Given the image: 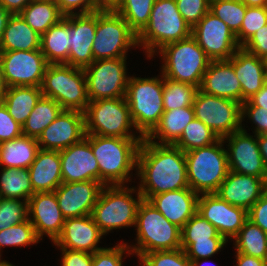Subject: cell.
Segmentation results:
<instances>
[{
	"mask_svg": "<svg viewBox=\"0 0 267 266\" xmlns=\"http://www.w3.org/2000/svg\"><path fill=\"white\" fill-rule=\"evenodd\" d=\"M252 106L267 110V87L263 86L255 95L247 100Z\"/></svg>",
	"mask_w": 267,
	"mask_h": 266,
	"instance_id": "58",
	"label": "cell"
},
{
	"mask_svg": "<svg viewBox=\"0 0 267 266\" xmlns=\"http://www.w3.org/2000/svg\"><path fill=\"white\" fill-rule=\"evenodd\" d=\"M19 14L41 36L65 16L56 3L38 0H32Z\"/></svg>",
	"mask_w": 267,
	"mask_h": 266,
	"instance_id": "34",
	"label": "cell"
},
{
	"mask_svg": "<svg viewBox=\"0 0 267 266\" xmlns=\"http://www.w3.org/2000/svg\"><path fill=\"white\" fill-rule=\"evenodd\" d=\"M251 120L255 126V135L267 134V110L252 106L248 101L242 103V121L244 118Z\"/></svg>",
	"mask_w": 267,
	"mask_h": 266,
	"instance_id": "52",
	"label": "cell"
},
{
	"mask_svg": "<svg viewBox=\"0 0 267 266\" xmlns=\"http://www.w3.org/2000/svg\"><path fill=\"white\" fill-rule=\"evenodd\" d=\"M40 239L37 237L35 229L29 219L26 221L10 226L0 231V256L1 249L4 246H29L36 244Z\"/></svg>",
	"mask_w": 267,
	"mask_h": 266,
	"instance_id": "43",
	"label": "cell"
},
{
	"mask_svg": "<svg viewBox=\"0 0 267 266\" xmlns=\"http://www.w3.org/2000/svg\"><path fill=\"white\" fill-rule=\"evenodd\" d=\"M41 91L64 110L84 112L89 103L84 69L67 64H48Z\"/></svg>",
	"mask_w": 267,
	"mask_h": 266,
	"instance_id": "9",
	"label": "cell"
},
{
	"mask_svg": "<svg viewBox=\"0 0 267 266\" xmlns=\"http://www.w3.org/2000/svg\"><path fill=\"white\" fill-rule=\"evenodd\" d=\"M267 189V182L252 175L229 171L216 194L233 206L249 210Z\"/></svg>",
	"mask_w": 267,
	"mask_h": 266,
	"instance_id": "24",
	"label": "cell"
},
{
	"mask_svg": "<svg viewBox=\"0 0 267 266\" xmlns=\"http://www.w3.org/2000/svg\"><path fill=\"white\" fill-rule=\"evenodd\" d=\"M60 250L61 266H92V254L65 248H60Z\"/></svg>",
	"mask_w": 267,
	"mask_h": 266,
	"instance_id": "55",
	"label": "cell"
},
{
	"mask_svg": "<svg viewBox=\"0 0 267 266\" xmlns=\"http://www.w3.org/2000/svg\"><path fill=\"white\" fill-rule=\"evenodd\" d=\"M42 96L41 87L12 86L6 89L2 103L13 119L23 126Z\"/></svg>",
	"mask_w": 267,
	"mask_h": 266,
	"instance_id": "33",
	"label": "cell"
},
{
	"mask_svg": "<svg viewBox=\"0 0 267 266\" xmlns=\"http://www.w3.org/2000/svg\"><path fill=\"white\" fill-rule=\"evenodd\" d=\"M136 175L139 177L138 191L143 199L153 195L189 188L185 153L174 145L141 142Z\"/></svg>",
	"mask_w": 267,
	"mask_h": 266,
	"instance_id": "1",
	"label": "cell"
},
{
	"mask_svg": "<svg viewBox=\"0 0 267 266\" xmlns=\"http://www.w3.org/2000/svg\"><path fill=\"white\" fill-rule=\"evenodd\" d=\"M141 258L150 266H193L182 248L148 252Z\"/></svg>",
	"mask_w": 267,
	"mask_h": 266,
	"instance_id": "46",
	"label": "cell"
},
{
	"mask_svg": "<svg viewBox=\"0 0 267 266\" xmlns=\"http://www.w3.org/2000/svg\"><path fill=\"white\" fill-rule=\"evenodd\" d=\"M192 36L211 61L229 60L241 47L228 25L210 10L192 28Z\"/></svg>",
	"mask_w": 267,
	"mask_h": 266,
	"instance_id": "15",
	"label": "cell"
},
{
	"mask_svg": "<svg viewBox=\"0 0 267 266\" xmlns=\"http://www.w3.org/2000/svg\"><path fill=\"white\" fill-rule=\"evenodd\" d=\"M199 194L190 187L153 195L148 201L171 223L182 228L197 212Z\"/></svg>",
	"mask_w": 267,
	"mask_h": 266,
	"instance_id": "25",
	"label": "cell"
},
{
	"mask_svg": "<svg viewBox=\"0 0 267 266\" xmlns=\"http://www.w3.org/2000/svg\"><path fill=\"white\" fill-rule=\"evenodd\" d=\"M233 240L236 252L266 260L267 233L250 220L244 223Z\"/></svg>",
	"mask_w": 267,
	"mask_h": 266,
	"instance_id": "37",
	"label": "cell"
},
{
	"mask_svg": "<svg viewBox=\"0 0 267 266\" xmlns=\"http://www.w3.org/2000/svg\"><path fill=\"white\" fill-rule=\"evenodd\" d=\"M242 88V103L250 99L264 86V59L240 47L228 60Z\"/></svg>",
	"mask_w": 267,
	"mask_h": 266,
	"instance_id": "27",
	"label": "cell"
},
{
	"mask_svg": "<svg viewBox=\"0 0 267 266\" xmlns=\"http://www.w3.org/2000/svg\"><path fill=\"white\" fill-rule=\"evenodd\" d=\"M64 18L69 22L70 51L68 65L86 68L93 61V40L96 32V12L70 14Z\"/></svg>",
	"mask_w": 267,
	"mask_h": 266,
	"instance_id": "21",
	"label": "cell"
},
{
	"mask_svg": "<svg viewBox=\"0 0 267 266\" xmlns=\"http://www.w3.org/2000/svg\"><path fill=\"white\" fill-rule=\"evenodd\" d=\"M56 4L64 15L77 14L76 9L78 14H88L106 7L101 0H58Z\"/></svg>",
	"mask_w": 267,
	"mask_h": 266,
	"instance_id": "50",
	"label": "cell"
},
{
	"mask_svg": "<svg viewBox=\"0 0 267 266\" xmlns=\"http://www.w3.org/2000/svg\"><path fill=\"white\" fill-rule=\"evenodd\" d=\"M248 220L267 233V189L259 200L248 210Z\"/></svg>",
	"mask_w": 267,
	"mask_h": 266,
	"instance_id": "54",
	"label": "cell"
},
{
	"mask_svg": "<svg viewBox=\"0 0 267 266\" xmlns=\"http://www.w3.org/2000/svg\"><path fill=\"white\" fill-rule=\"evenodd\" d=\"M41 52L48 64H67L70 51L69 22L63 18L41 36Z\"/></svg>",
	"mask_w": 267,
	"mask_h": 266,
	"instance_id": "32",
	"label": "cell"
},
{
	"mask_svg": "<svg viewBox=\"0 0 267 266\" xmlns=\"http://www.w3.org/2000/svg\"><path fill=\"white\" fill-rule=\"evenodd\" d=\"M103 186L93 180L59 185L54 192L65 219L91 215Z\"/></svg>",
	"mask_w": 267,
	"mask_h": 266,
	"instance_id": "19",
	"label": "cell"
},
{
	"mask_svg": "<svg viewBox=\"0 0 267 266\" xmlns=\"http://www.w3.org/2000/svg\"><path fill=\"white\" fill-rule=\"evenodd\" d=\"M198 87L163 76V105L165 111L193 106Z\"/></svg>",
	"mask_w": 267,
	"mask_h": 266,
	"instance_id": "39",
	"label": "cell"
},
{
	"mask_svg": "<svg viewBox=\"0 0 267 266\" xmlns=\"http://www.w3.org/2000/svg\"><path fill=\"white\" fill-rule=\"evenodd\" d=\"M38 1H46V2H53V3H57L58 0H38Z\"/></svg>",
	"mask_w": 267,
	"mask_h": 266,
	"instance_id": "68",
	"label": "cell"
},
{
	"mask_svg": "<svg viewBox=\"0 0 267 266\" xmlns=\"http://www.w3.org/2000/svg\"><path fill=\"white\" fill-rule=\"evenodd\" d=\"M0 65L5 84L41 87L48 63L41 49L0 51Z\"/></svg>",
	"mask_w": 267,
	"mask_h": 266,
	"instance_id": "14",
	"label": "cell"
},
{
	"mask_svg": "<svg viewBox=\"0 0 267 266\" xmlns=\"http://www.w3.org/2000/svg\"><path fill=\"white\" fill-rule=\"evenodd\" d=\"M40 47L41 35L34 31L20 14H12L0 42V51H32Z\"/></svg>",
	"mask_w": 267,
	"mask_h": 266,
	"instance_id": "30",
	"label": "cell"
},
{
	"mask_svg": "<svg viewBox=\"0 0 267 266\" xmlns=\"http://www.w3.org/2000/svg\"><path fill=\"white\" fill-rule=\"evenodd\" d=\"M106 6H110L114 0H101Z\"/></svg>",
	"mask_w": 267,
	"mask_h": 266,
	"instance_id": "65",
	"label": "cell"
},
{
	"mask_svg": "<svg viewBox=\"0 0 267 266\" xmlns=\"http://www.w3.org/2000/svg\"><path fill=\"white\" fill-rule=\"evenodd\" d=\"M23 135L22 126L9 114L6 106L0 102V144Z\"/></svg>",
	"mask_w": 267,
	"mask_h": 266,
	"instance_id": "51",
	"label": "cell"
},
{
	"mask_svg": "<svg viewBox=\"0 0 267 266\" xmlns=\"http://www.w3.org/2000/svg\"><path fill=\"white\" fill-rule=\"evenodd\" d=\"M194 119L193 106L164 111L159 123L145 138L156 144L174 145L180 139L185 127ZM155 139L159 142L153 141Z\"/></svg>",
	"mask_w": 267,
	"mask_h": 266,
	"instance_id": "29",
	"label": "cell"
},
{
	"mask_svg": "<svg viewBox=\"0 0 267 266\" xmlns=\"http://www.w3.org/2000/svg\"><path fill=\"white\" fill-rule=\"evenodd\" d=\"M136 46L137 34L119 13L110 6L96 11V32L92 47L94 61L127 57L130 47Z\"/></svg>",
	"mask_w": 267,
	"mask_h": 266,
	"instance_id": "11",
	"label": "cell"
},
{
	"mask_svg": "<svg viewBox=\"0 0 267 266\" xmlns=\"http://www.w3.org/2000/svg\"><path fill=\"white\" fill-rule=\"evenodd\" d=\"M224 140L184 152L189 187L197 194L216 193L229 172Z\"/></svg>",
	"mask_w": 267,
	"mask_h": 266,
	"instance_id": "5",
	"label": "cell"
},
{
	"mask_svg": "<svg viewBox=\"0 0 267 266\" xmlns=\"http://www.w3.org/2000/svg\"><path fill=\"white\" fill-rule=\"evenodd\" d=\"M64 109L51 98L42 96L22 126L23 135L38 139Z\"/></svg>",
	"mask_w": 267,
	"mask_h": 266,
	"instance_id": "35",
	"label": "cell"
},
{
	"mask_svg": "<svg viewBox=\"0 0 267 266\" xmlns=\"http://www.w3.org/2000/svg\"><path fill=\"white\" fill-rule=\"evenodd\" d=\"M144 138L90 135V145L99 166L103 185H125L137 170L138 151Z\"/></svg>",
	"mask_w": 267,
	"mask_h": 266,
	"instance_id": "2",
	"label": "cell"
},
{
	"mask_svg": "<svg viewBox=\"0 0 267 266\" xmlns=\"http://www.w3.org/2000/svg\"><path fill=\"white\" fill-rule=\"evenodd\" d=\"M0 266H14V265L9 263L8 261H0Z\"/></svg>",
	"mask_w": 267,
	"mask_h": 266,
	"instance_id": "64",
	"label": "cell"
},
{
	"mask_svg": "<svg viewBox=\"0 0 267 266\" xmlns=\"http://www.w3.org/2000/svg\"><path fill=\"white\" fill-rule=\"evenodd\" d=\"M184 20L193 28L210 10V0H175Z\"/></svg>",
	"mask_w": 267,
	"mask_h": 266,
	"instance_id": "48",
	"label": "cell"
},
{
	"mask_svg": "<svg viewBox=\"0 0 267 266\" xmlns=\"http://www.w3.org/2000/svg\"><path fill=\"white\" fill-rule=\"evenodd\" d=\"M28 169L34 193L54 192L63 183L59 151L40 149Z\"/></svg>",
	"mask_w": 267,
	"mask_h": 266,
	"instance_id": "28",
	"label": "cell"
},
{
	"mask_svg": "<svg viewBox=\"0 0 267 266\" xmlns=\"http://www.w3.org/2000/svg\"><path fill=\"white\" fill-rule=\"evenodd\" d=\"M135 227L137 243L129 248L138 257L181 248V228L168 221L148 200L142 199L138 206Z\"/></svg>",
	"mask_w": 267,
	"mask_h": 266,
	"instance_id": "4",
	"label": "cell"
},
{
	"mask_svg": "<svg viewBox=\"0 0 267 266\" xmlns=\"http://www.w3.org/2000/svg\"><path fill=\"white\" fill-rule=\"evenodd\" d=\"M161 77H130L126 100L136 133L146 137L159 123L164 113L163 75Z\"/></svg>",
	"mask_w": 267,
	"mask_h": 266,
	"instance_id": "8",
	"label": "cell"
},
{
	"mask_svg": "<svg viewBox=\"0 0 267 266\" xmlns=\"http://www.w3.org/2000/svg\"><path fill=\"white\" fill-rule=\"evenodd\" d=\"M247 7H267V0H241Z\"/></svg>",
	"mask_w": 267,
	"mask_h": 266,
	"instance_id": "61",
	"label": "cell"
},
{
	"mask_svg": "<svg viewBox=\"0 0 267 266\" xmlns=\"http://www.w3.org/2000/svg\"><path fill=\"white\" fill-rule=\"evenodd\" d=\"M84 113L85 134L120 138H144L135 129L127 100L123 98L89 101Z\"/></svg>",
	"mask_w": 267,
	"mask_h": 266,
	"instance_id": "10",
	"label": "cell"
},
{
	"mask_svg": "<svg viewBox=\"0 0 267 266\" xmlns=\"http://www.w3.org/2000/svg\"><path fill=\"white\" fill-rule=\"evenodd\" d=\"M241 47L259 58H264L267 55V24L256 31Z\"/></svg>",
	"mask_w": 267,
	"mask_h": 266,
	"instance_id": "53",
	"label": "cell"
},
{
	"mask_svg": "<svg viewBox=\"0 0 267 266\" xmlns=\"http://www.w3.org/2000/svg\"><path fill=\"white\" fill-rule=\"evenodd\" d=\"M236 266H267L266 260L235 252Z\"/></svg>",
	"mask_w": 267,
	"mask_h": 266,
	"instance_id": "56",
	"label": "cell"
},
{
	"mask_svg": "<svg viewBox=\"0 0 267 266\" xmlns=\"http://www.w3.org/2000/svg\"><path fill=\"white\" fill-rule=\"evenodd\" d=\"M84 113L63 110L37 139L42 150L61 151L85 137Z\"/></svg>",
	"mask_w": 267,
	"mask_h": 266,
	"instance_id": "18",
	"label": "cell"
},
{
	"mask_svg": "<svg viewBox=\"0 0 267 266\" xmlns=\"http://www.w3.org/2000/svg\"><path fill=\"white\" fill-rule=\"evenodd\" d=\"M202 260H205L204 263L206 264V260H208V259L205 258V259H202ZM191 262H192V265H193V266H206L204 263H203V264L200 263V259H198V260H192ZM207 265H208V264H207Z\"/></svg>",
	"mask_w": 267,
	"mask_h": 266,
	"instance_id": "63",
	"label": "cell"
},
{
	"mask_svg": "<svg viewBox=\"0 0 267 266\" xmlns=\"http://www.w3.org/2000/svg\"><path fill=\"white\" fill-rule=\"evenodd\" d=\"M155 0H114L110 7L119 13L138 35L148 24Z\"/></svg>",
	"mask_w": 267,
	"mask_h": 266,
	"instance_id": "38",
	"label": "cell"
},
{
	"mask_svg": "<svg viewBox=\"0 0 267 266\" xmlns=\"http://www.w3.org/2000/svg\"><path fill=\"white\" fill-rule=\"evenodd\" d=\"M28 216L37 237L41 240L47 234L52 242L60 235L65 222L55 192L34 193L28 200Z\"/></svg>",
	"mask_w": 267,
	"mask_h": 266,
	"instance_id": "22",
	"label": "cell"
},
{
	"mask_svg": "<svg viewBox=\"0 0 267 266\" xmlns=\"http://www.w3.org/2000/svg\"><path fill=\"white\" fill-rule=\"evenodd\" d=\"M103 235L92 215L67 218L60 235L53 243L60 248L93 254L102 249L97 244Z\"/></svg>",
	"mask_w": 267,
	"mask_h": 266,
	"instance_id": "23",
	"label": "cell"
},
{
	"mask_svg": "<svg viewBox=\"0 0 267 266\" xmlns=\"http://www.w3.org/2000/svg\"><path fill=\"white\" fill-rule=\"evenodd\" d=\"M7 86L5 84L3 74L1 71V65H0V102L3 101L5 93H6Z\"/></svg>",
	"mask_w": 267,
	"mask_h": 266,
	"instance_id": "62",
	"label": "cell"
},
{
	"mask_svg": "<svg viewBox=\"0 0 267 266\" xmlns=\"http://www.w3.org/2000/svg\"><path fill=\"white\" fill-rule=\"evenodd\" d=\"M210 11L226 23L236 35L240 31L246 5L241 0H210Z\"/></svg>",
	"mask_w": 267,
	"mask_h": 266,
	"instance_id": "42",
	"label": "cell"
},
{
	"mask_svg": "<svg viewBox=\"0 0 267 266\" xmlns=\"http://www.w3.org/2000/svg\"><path fill=\"white\" fill-rule=\"evenodd\" d=\"M32 0H0V4L11 14H19Z\"/></svg>",
	"mask_w": 267,
	"mask_h": 266,
	"instance_id": "57",
	"label": "cell"
},
{
	"mask_svg": "<svg viewBox=\"0 0 267 266\" xmlns=\"http://www.w3.org/2000/svg\"><path fill=\"white\" fill-rule=\"evenodd\" d=\"M126 60L127 57L97 60L84 68L89 101L126 96L130 78Z\"/></svg>",
	"mask_w": 267,
	"mask_h": 266,
	"instance_id": "13",
	"label": "cell"
},
{
	"mask_svg": "<svg viewBox=\"0 0 267 266\" xmlns=\"http://www.w3.org/2000/svg\"><path fill=\"white\" fill-rule=\"evenodd\" d=\"M193 109L195 118L208 126L219 139L242 129V104L209 95L198 89Z\"/></svg>",
	"mask_w": 267,
	"mask_h": 266,
	"instance_id": "12",
	"label": "cell"
},
{
	"mask_svg": "<svg viewBox=\"0 0 267 266\" xmlns=\"http://www.w3.org/2000/svg\"><path fill=\"white\" fill-rule=\"evenodd\" d=\"M126 252L128 256L133 254L127 243H119L115 247H103L92 254V266H123V255Z\"/></svg>",
	"mask_w": 267,
	"mask_h": 266,
	"instance_id": "47",
	"label": "cell"
},
{
	"mask_svg": "<svg viewBox=\"0 0 267 266\" xmlns=\"http://www.w3.org/2000/svg\"><path fill=\"white\" fill-rule=\"evenodd\" d=\"M199 89L206 94L242 104V88L228 60L211 61Z\"/></svg>",
	"mask_w": 267,
	"mask_h": 266,
	"instance_id": "26",
	"label": "cell"
},
{
	"mask_svg": "<svg viewBox=\"0 0 267 266\" xmlns=\"http://www.w3.org/2000/svg\"><path fill=\"white\" fill-rule=\"evenodd\" d=\"M197 213L209 221L227 241L233 239L248 220L247 210L229 204L216 193L199 195Z\"/></svg>",
	"mask_w": 267,
	"mask_h": 266,
	"instance_id": "17",
	"label": "cell"
},
{
	"mask_svg": "<svg viewBox=\"0 0 267 266\" xmlns=\"http://www.w3.org/2000/svg\"><path fill=\"white\" fill-rule=\"evenodd\" d=\"M228 241L181 242V248L192 260L209 259L218 253Z\"/></svg>",
	"mask_w": 267,
	"mask_h": 266,
	"instance_id": "49",
	"label": "cell"
},
{
	"mask_svg": "<svg viewBox=\"0 0 267 266\" xmlns=\"http://www.w3.org/2000/svg\"><path fill=\"white\" fill-rule=\"evenodd\" d=\"M267 24V7H247L240 28L236 34L238 44L242 46L256 31Z\"/></svg>",
	"mask_w": 267,
	"mask_h": 266,
	"instance_id": "45",
	"label": "cell"
},
{
	"mask_svg": "<svg viewBox=\"0 0 267 266\" xmlns=\"http://www.w3.org/2000/svg\"><path fill=\"white\" fill-rule=\"evenodd\" d=\"M259 150L261 152L262 160L267 170V134L257 135Z\"/></svg>",
	"mask_w": 267,
	"mask_h": 266,
	"instance_id": "59",
	"label": "cell"
},
{
	"mask_svg": "<svg viewBox=\"0 0 267 266\" xmlns=\"http://www.w3.org/2000/svg\"><path fill=\"white\" fill-rule=\"evenodd\" d=\"M263 59H264V64H265V66L267 68V55Z\"/></svg>",
	"mask_w": 267,
	"mask_h": 266,
	"instance_id": "69",
	"label": "cell"
},
{
	"mask_svg": "<svg viewBox=\"0 0 267 266\" xmlns=\"http://www.w3.org/2000/svg\"><path fill=\"white\" fill-rule=\"evenodd\" d=\"M63 183L93 180L99 182V166L90 145V134L59 151Z\"/></svg>",
	"mask_w": 267,
	"mask_h": 266,
	"instance_id": "20",
	"label": "cell"
},
{
	"mask_svg": "<svg viewBox=\"0 0 267 266\" xmlns=\"http://www.w3.org/2000/svg\"><path fill=\"white\" fill-rule=\"evenodd\" d=\"M156 53L163 58L160 69L164 77L200 88L211 60L192 35L166 44Z\"/></svg>",
	"mask_w": 267,
	"mask_h": 266,
	"instance_id": "7",
	"label": "cell"
},
{
	"mask_svg": "<svg viewBox=\"0 0 267 266\" xmlns=\"http://www.w3.org/2000/svg\"><path fill=\"white\" fill-rule=\"evenodd\" d=\"M28 201L0 197V231L28 219Z\"/></svg>",
	"mask_w": 267,
	"mask_h": 266,
	"instance_id": "44",
	"label": "cell"
},
{
	"mask_svg": "<svg viewBox=\"0 0 267 266\" xmlns=\"http://www.w3.org/2000/svg\"><path fill=\"white\" fill-rule=\"evenodd\" d=\"M138 259L140 261V266H150L141 257H138Z\"/></svg>",
	"mask_w": 267,
	"mask_h": 266,
	"instance_id": "66",
	"label": "cell"
},
{
	"mask_svg": "<svg viewBox=\"0 0 267 266\" xmlns=\"http://www.w3.org/2000/svg\"><path fill=\"white\" fill-rule=\"evenodd\" d=\"M227 241L197 212L181 228V242Z\"/></svg>",
	"mask_w": 267,
	"mask_h": 266,
	"instance_id": "41",
	"label": "cell"
},
{
	"mask_svg": "<svg viewBox=\"0 0 267 266\" xmlns=\"http://www.w3.org/2000/svg\"><path fill=\"white\" fill-rule=\"evenodd\" d=\"M39 150L37 139L25 135L2 142L0 144V166L3 168L28 169Z\"/></svg>",
	"mask_w": 267,
	"mask_h": 266,
	"instance_id": "31",
	"label": "cell"
},
{
	"mask_svg": "<svg viewBox=\"0 0 267 266\" xmlns=\"http://www.w3.org/2000/svg\"><path fill=\"white\" fill-rule=\"evenodd\" d=\"M249 135L242 129L223 138L227 140V154L229 171L252 175L264 179L267 182V170L259 150L257 135Z\"/></svg>",
	"mask_w": 267,
	"mask_h": 266,
	"instance_id": "16",
	"label": "cell"
},
{
	"mask_svg": "<svg viewBox=\"0 0 267 266\" xmlns=\"http://www.w3.org/2000/svg\"><path fill=\"white\" fill-rule=\"evenodd\" d=\"M191 35L192 28L180 14L175 0H155L148 24L137 35V44L152 59L166 44Z\"/></svg>",
	"mask_w": 267,
	"mask_h": 266,
	"instance_id": "3",
	"label": "cell"
},
{
	"mask_svg": "<svg viewBox=\"0 0 267 266\" xmlns=\"http://www.w3.org/2000/svg\"><path fill=\"white\" fill-rule=\"evenodd\" d=\"M264 86L267 87V68H265V75H264Z\"/></svg>",
	"mask_w": 267,
	"mask_h": 266,
	"instance_id": "67",
	"label": "cell"
},
{
	"mask_svg": "<svg viewBox=\"0 0 267 266\" xmlns=\"http://www.w3.org/2000/svg\"><path fill=\"white\" fill-rule=\"evenodd\" d=\"M0 197L28 201L34 194L29 169L1 168Z\"/></svg>",
	"mask_w": 267,
	"mask_h": 266,
	"instance_id": "36",
	"label": "cell"
},
{
	"mask_svg": "<svg viewBox=\"0 0 267 266\" xmlns=\"http://www.w3.org/2000/svg\"><path fill=\"white\" fill-rule=\"evenodd\" d=\"M125 186L104 185L99 194L91 215L104 235L136 225L137 209L143 197L136 187ZM134 192L137 198H133Z\"/></svg>",
	"mask_w": 267,
	"mask_h": 266,
	"instance_id": "6",
	"label": "cell"
},
{
	"mask_svg": "<svg viewBox=\"0 0 267 266\" xmlns=\"http://www.w3.org/2000/svg\"><path fill=\"white\" fill-rule=\"evenodd\" d=\"M219 138L201 120L194 119L183 130L180 139L174 146L183 152L214 144Z\"/></svg>",
	"mask_w": 267,
	"mask_h": 266,
	"instance_id": "40",
	"label": "cell"
},
{
	"mask_svg": "<svg viewBox=\"0 0 267 266\" xmlns=\"http://www.w3.org/2000/svg\"><path fill=\"white\" fill-rule=\"evenodd\" d=\"M11 15L12 14L0 4V42L2 40L8 19Z\"/></svg>",
	"mask_w": 267,
	"mask_h": 266,
	"instance_id": "60",
	"label": "cell"
}]
</instances>
